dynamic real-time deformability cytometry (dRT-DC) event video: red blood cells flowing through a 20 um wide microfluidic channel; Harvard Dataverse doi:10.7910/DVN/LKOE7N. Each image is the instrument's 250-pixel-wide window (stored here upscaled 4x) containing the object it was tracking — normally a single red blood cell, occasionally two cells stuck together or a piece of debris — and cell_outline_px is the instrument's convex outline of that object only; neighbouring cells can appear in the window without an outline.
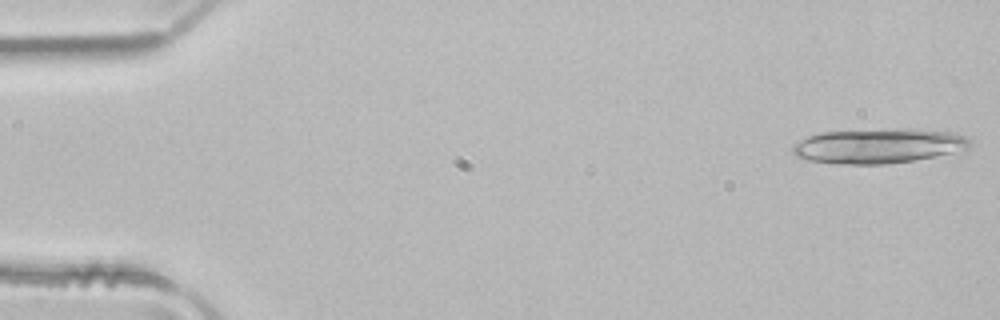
{"species": "common noctule bat (a hibernating species)", "species_latin": "Nyctalus noctula", "temperature_condition": "room temperature", "stored_images_in_passage": 4, "camera_frame_rate_fps": 3000, "um_per_image_px": 0.085, "animal": {"sex": "male", "body_mass_g": 21.5, "forearm_length_mm": 52.0}, "frame": {"image": 1, "passage_image": 1, "time_ms": 0.0, "image_size_px": [1000, 320], "cell_outline_px": [[972, 148], [964, 152], [888, 164], [836, 164], [812, 160], [796, 156], [792, 152], [792, 144], [808, 136], [820, 132], [900, 128], [916, 128], [952, 132], [964, 136], [972, 144]], "centroid_in_image_um": [74.75, 12.39], "position_along_channel_um": 10.2, "area_um2": 36.59}}